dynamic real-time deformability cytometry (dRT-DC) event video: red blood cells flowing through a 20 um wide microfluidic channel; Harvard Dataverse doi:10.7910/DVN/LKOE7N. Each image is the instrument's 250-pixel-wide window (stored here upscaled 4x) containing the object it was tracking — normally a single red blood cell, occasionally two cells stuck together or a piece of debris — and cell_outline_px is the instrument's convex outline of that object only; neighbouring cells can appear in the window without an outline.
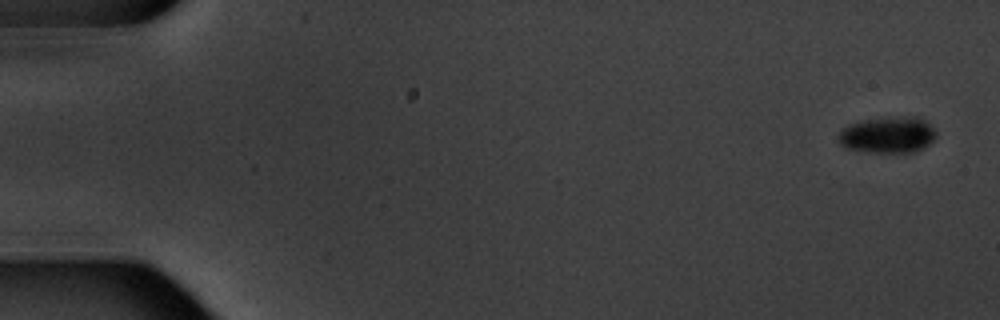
{"species": "common noctule bat (a hibernating species)", "species_latin": "Nyctalus noctula", "temperature_condition": "warm", "stored_images_in_passage": 5, "camera_frame_rate_fps": 3000, "um_per_image_px": 0.085, "animal": {"sex": "male", "body_mass_g": 20.1, "forearm_length_mm": 53.5}, "frame": {"image": 1, "passage_image": 1, "time_ms": 0.0, "image_size_px": [1000, 320], "cell_outline_px": [[936, 136], [924, 148], [916, 152], [860, 152], [844, 148], [836, 140], [840, 128], [848, 124], [860, 120], [912, 116], [916, 116], [924, 120], [936, 132]], "centroid_in_image_um": [75.38, 11.48], "position_along_channel_um": 9.6, "area_um2": 20.98}}
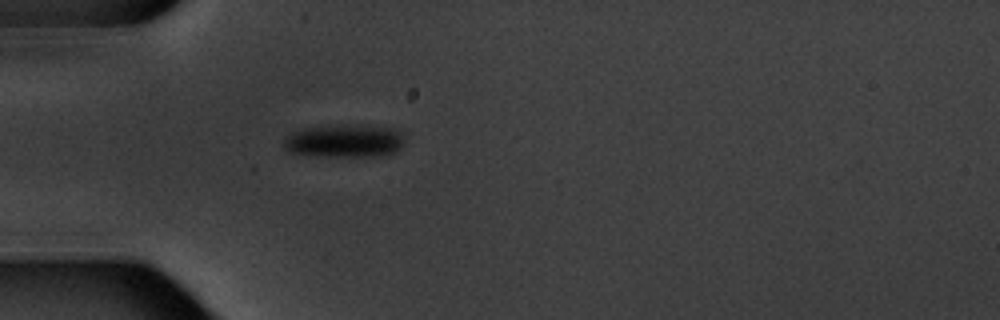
{"frame": {"image": 2, "passage_image": 5, "time_ms": 5.333, "image_size_px": [1000, 320], "cell_outline_px": [[404, 140], [400, 148], [396, 152], [384, 156], [316, 156], [288, 152], [284, 148], [284, 140], [292, 132], [304, 128], [396, 128], [400, 132]], "centroid_in_image_um": [29.27, 12.05], "position_along_channel_um": 55.7, "area_um2": 22.08}}